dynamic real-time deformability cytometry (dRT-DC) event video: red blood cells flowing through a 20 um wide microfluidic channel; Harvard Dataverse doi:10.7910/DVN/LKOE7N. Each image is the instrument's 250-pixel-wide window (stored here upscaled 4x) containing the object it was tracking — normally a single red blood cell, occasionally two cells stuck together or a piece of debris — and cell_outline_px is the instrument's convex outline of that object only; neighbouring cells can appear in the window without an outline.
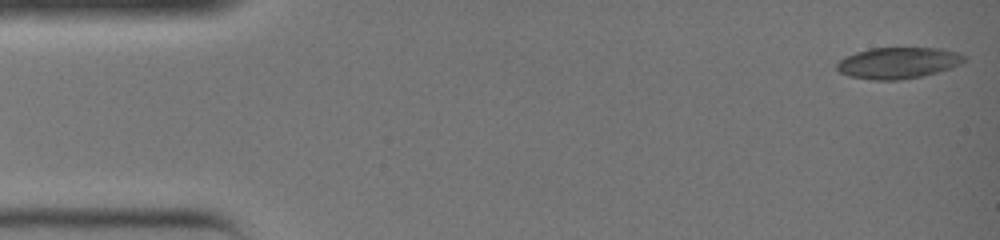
{"species": "common noctule bat (a hibernating species)", "species_latin": "Nyctalus noctula", "temperature_condition": "warm", "stored_images_in_passage": 36, "camera_frame_rate_fps": 3000, "um_per_image_px": 0.085, "animal": {"sex": "female", "body_mass_g": 19.0, "forearm_length_mm": 51.5}, "frame": {"image": 1, "passage_image": 1, "time_ms": 0.0, "image_size_px": [1000, 240], "cell_outline_px": [[968, 56], [960, 64], [952, 68], [924, 76], [900, 80], [872, 80], [848, 76], [840, 72], [836, 68], [836, 64], [844, 56], [856, 52], [872, 48], [940, 48], [956, 52]], "centroid_in_image_um": [76.34, 5.35], "position_along_channel_um": 8.7, "area_um2": 23.41}}
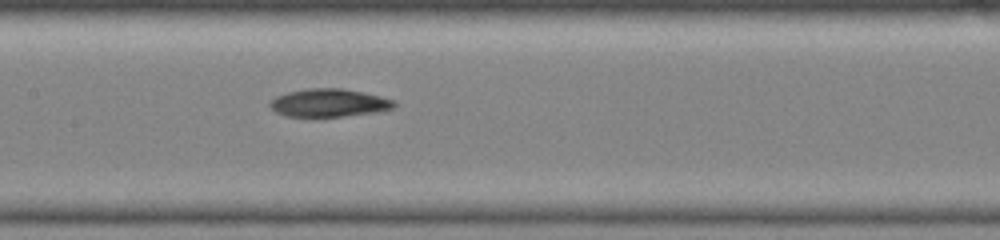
{"frame": {"image": 2, "passage_image": 18, "time_ms": 5.667, "image_size_px": [1000, 240], "cell_outline_px": [[396, 108], [376, 112], [344, 116], [284, 116], [276, 112], [268, 104], [276, 96], [288, 92], [308, 88], [340, 88], [380, 96], [396, 100]], "centroid_in_image_um": [27.99, 8.74], "position_along_channel_um": 179.4, "area_um2": 20.17}}
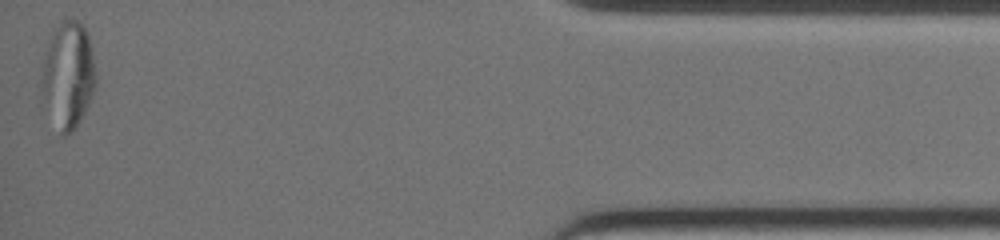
{"frame": {"image": 3, "passage_image": 36, "time_ms": 11.667, "image_size_px": [1000, 240], "cell_outline_px": [[96, 88], [76, 128], [72, 132], [64, 136], [60, 136], [40, 104], [40, 80], [44, 60], [52, 28], [60, 20], [76, 20], [88, 32], [96, 72]], "centroid_in_image_um": [5.73, 6.46], "position_along_channel_um": 429.5, "area_um2": 34.85}}